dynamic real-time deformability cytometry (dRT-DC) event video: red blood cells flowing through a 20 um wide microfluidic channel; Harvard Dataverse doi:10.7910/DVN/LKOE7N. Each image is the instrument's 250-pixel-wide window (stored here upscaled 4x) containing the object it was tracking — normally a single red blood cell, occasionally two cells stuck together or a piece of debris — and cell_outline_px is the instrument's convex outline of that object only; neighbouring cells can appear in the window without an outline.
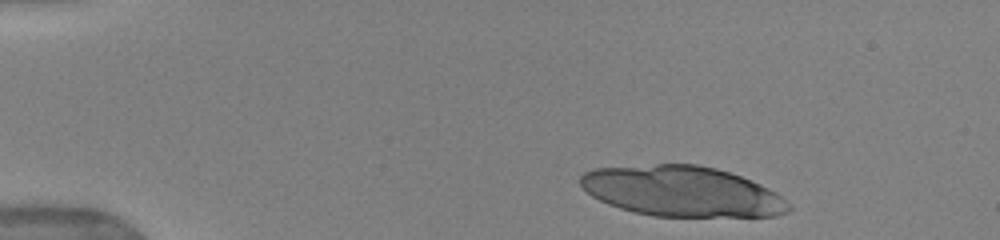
{"species": "human", "species_latin": "Homo sapiens", "temperature_condition": "warm", "stored_images_in_passage": 36, "camera_frame_rate_fps": 3000, "um_per_image_px": 0.085, "donor": {"sex": "female"}, "frame": {"image": 1, "passage_image": 3, "time_ms": 0.333, "image_size_px": [1000, 240], "cell_outline_px": [[792, 208], [788, 212], [776, 216], [652, 216], [620, 208], [608, 204], [592, 196], [580, 184], [580, 176], [584, 172], [596, 168], [656, 164], [696, 164], [716, 168], [740, 176], [760, 184], [768, 188], [792, 204]], "centroid_in_image_um": [57.98, 16.26], "position_along_channel_um": 27.0, "area_um2": 60.92}}